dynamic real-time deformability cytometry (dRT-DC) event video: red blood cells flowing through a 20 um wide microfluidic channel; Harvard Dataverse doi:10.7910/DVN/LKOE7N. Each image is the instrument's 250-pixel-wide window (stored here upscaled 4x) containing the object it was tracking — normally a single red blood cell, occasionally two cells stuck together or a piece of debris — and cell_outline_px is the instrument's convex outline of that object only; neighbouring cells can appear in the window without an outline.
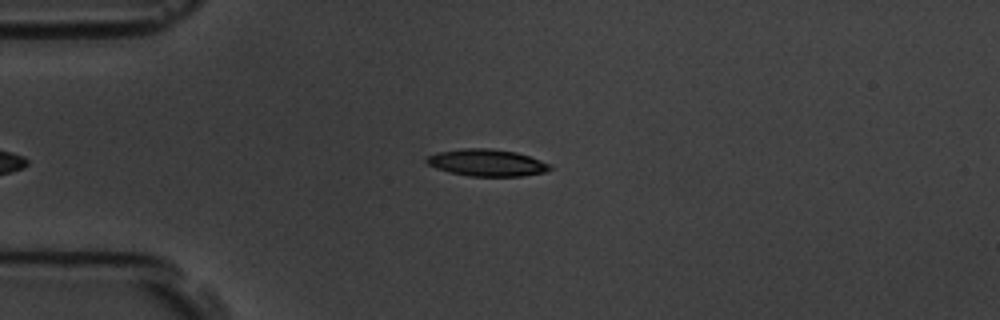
{"species": "common noctule bat (a hibernating species)", "species_latin": "Nyctalus noctula", "temperature_condition": "room temperature", "stored_images_in_passage": 5, "camera_frame_rate_fps": 3000, "um_per_image_px": 0.085, "animal": {"sex": "male", "body_mass_g": 19.5, "forearm_length_mm": 54.6}, "frame": {"image": 1, "passage_image": 5, "time_ms": 4.667, "image_size_px": [1000, 320], "cell_outline_px": [[552, 168], [544, 172], [520, 176], [468, 176], [448, 172], [436, 168], [428, 164], [424, 160], [428, 156], [436, 152], [460, 148], [488, 148], [516, 152], [552, 164]], "centroid_in_image_um": [41.35, 13.82], "position_along_channel_um": 43.7, "area_um2": 19.42}}